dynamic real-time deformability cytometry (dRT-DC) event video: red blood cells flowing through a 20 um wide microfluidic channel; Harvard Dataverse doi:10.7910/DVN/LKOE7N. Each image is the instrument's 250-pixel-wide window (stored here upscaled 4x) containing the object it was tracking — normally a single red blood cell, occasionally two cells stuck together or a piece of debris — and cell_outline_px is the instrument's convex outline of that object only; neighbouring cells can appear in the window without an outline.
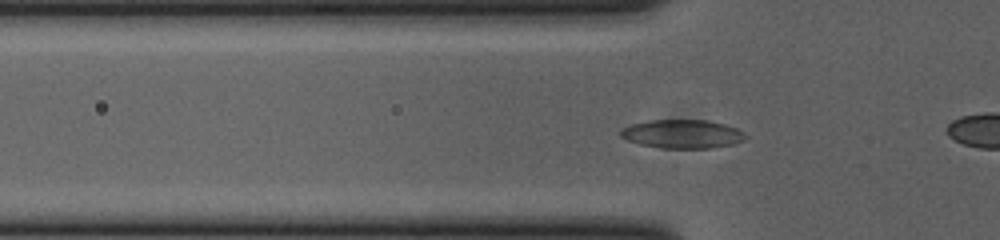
{"species": "common noctule bat (a hibernating species)", "species_latin": "Nyctalus noctula", "temperature_condition": "cold", "stored_images_in_passage": 45, "camera_frame_rate_fps": 3000, "um_per_image_px": 0.085, "animal": {"sex": "female", "body_mass_g": 23.0, "forearm_length_mm": 53.4}, "frame": {"image": 1, "passage_image": 8, "time_ms": 2.333, "image_size_px": [1000, 240], "cell_outline_px": [[748, 136], [744, 140], [732, 144], [712, 148], [664, 148], [640, 144], [628, 140], [620, 136], [620, 128], [632, 124], [648, 120], [708, 120], [724, 124], [736, 128], [744, 132]], "centroid_in_image_um": [58.0, 11.38], "position_along_channel_um": 67.8, "area_um2": 20.87}}
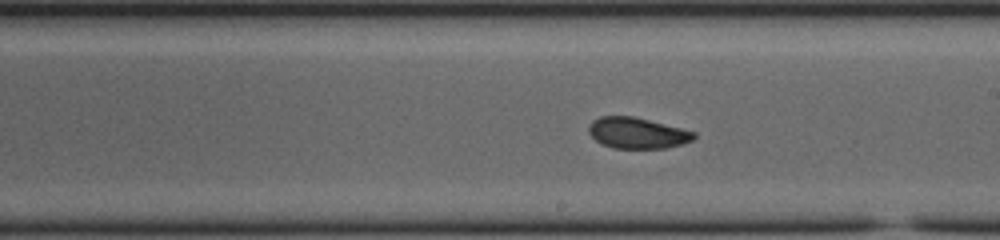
{"frame": {"image": 2, "passage_image": 21, "time_ms": 6.667, "image_size_px": [1000, 240], "cell_outline_px": [[696, 136], [692, 140], [680, 144], [664, 148], [612, 148], [600, 144], [588, 132], [588, 124], [592, 120], [600, 116], [632, 116], [696, 132]], "centroid_in_image_um": [54.11, 11.3], "position_along_channel_um": 234.9, "area_um2": 18.9}}
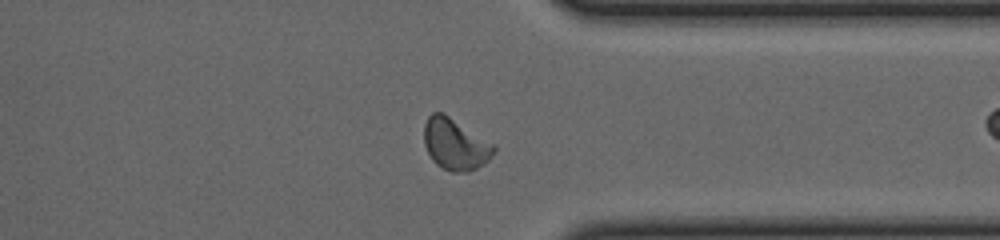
{"frame": {"image": 3, "passage_image": 32, "time_ms": 10.333, "image_size_px": [1000, 240], "cell_outline_px": [[496, 152], [488, 160], [476, 168], [468, 172], [452, 172], [436, 164], [432, 160], [424, 144], [424, 124], [428, 116], [432, 112], [444, 112], [496, 144]], "centroid_in_image_um": [38.72, 12.23], "position_along_channel_um": 372.7, "area_um2": 21.27}, "authors_computed_cell_mechanics": {"area_um2": 19.5364, "velocity_mm_per_s": 3.8525, "shape_relaxation_time_tau1_ms": 7.2305, "shape_relaxation_time_tau2_ms": 1.5935, "deformation_change_tau1": 0.1522, "deformation_change_tau2": 0.0504}}